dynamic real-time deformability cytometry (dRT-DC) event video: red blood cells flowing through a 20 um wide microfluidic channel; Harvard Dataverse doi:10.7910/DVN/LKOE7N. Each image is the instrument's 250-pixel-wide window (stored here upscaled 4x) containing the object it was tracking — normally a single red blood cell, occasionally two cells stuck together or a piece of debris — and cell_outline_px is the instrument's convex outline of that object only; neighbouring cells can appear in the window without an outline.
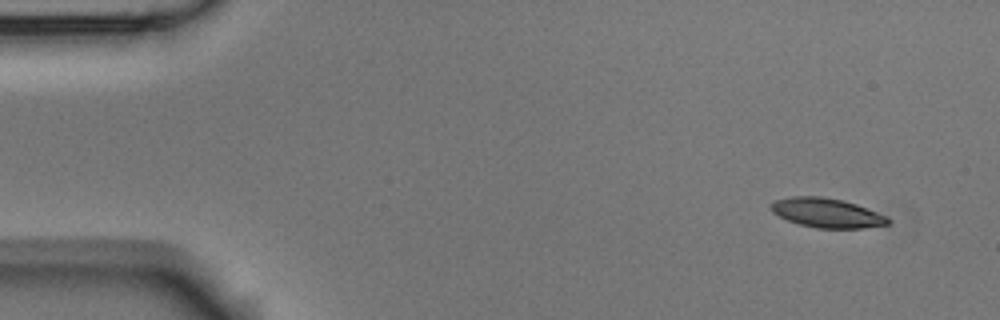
{"species": "Egyptian fruit bat (a non-hibernating species)", "species_latin": "Rousettus aegyptiacus", "temperature_condition": "room temperature", "stored_images_in_passage": 4, "camera_frame_rate_fps": 3000, "um_per_image_px": 0.085, "animal": {"sex": "male"}, "frame": {"image": 1, "passage_image": 1, "time_ms": 0.0, "image_size_px": [1000, 320], "cell_outline_px": [[892, 220], [888, 224], [864, 228], [816, 228], [800, 224], [788, 220], [772, 212], [772, 204], [776, 200], [792, 196], [820, 196], [840, 200], [856, 204], [888, 216]], "centroid_in_image_um": [70.33, 18.1], "position_along_channel_um": 14.7, "area_um2": 19.83}}
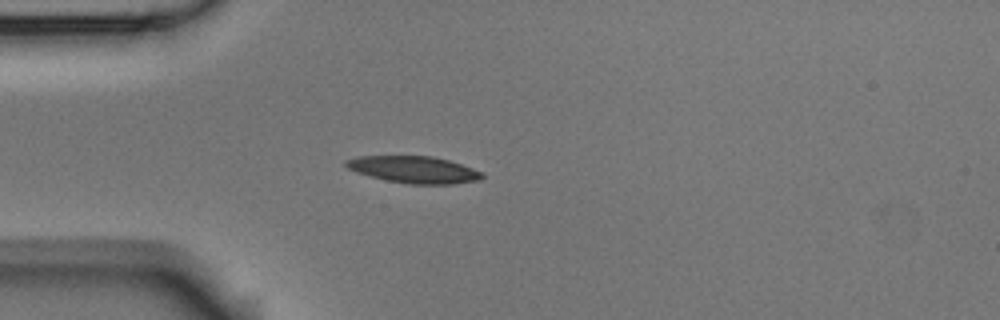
{"frame": {"image": 2, "passage_image": 4, "time_ms": 3.667, "image_size_px": [1000, 320], "cell_outline_px": [[484, 176], [480, 180], [452, 184], [408, 184], [388, 180], [356, 172], [348, 168], [344, 164], [344, 160], [356, 156], [432, 156], [448, 160], [484, 172]], "centroid_in_image_um": [35.19, 14.41], "position_along_channel_um": 49.8, "area_um2": 21.27}}